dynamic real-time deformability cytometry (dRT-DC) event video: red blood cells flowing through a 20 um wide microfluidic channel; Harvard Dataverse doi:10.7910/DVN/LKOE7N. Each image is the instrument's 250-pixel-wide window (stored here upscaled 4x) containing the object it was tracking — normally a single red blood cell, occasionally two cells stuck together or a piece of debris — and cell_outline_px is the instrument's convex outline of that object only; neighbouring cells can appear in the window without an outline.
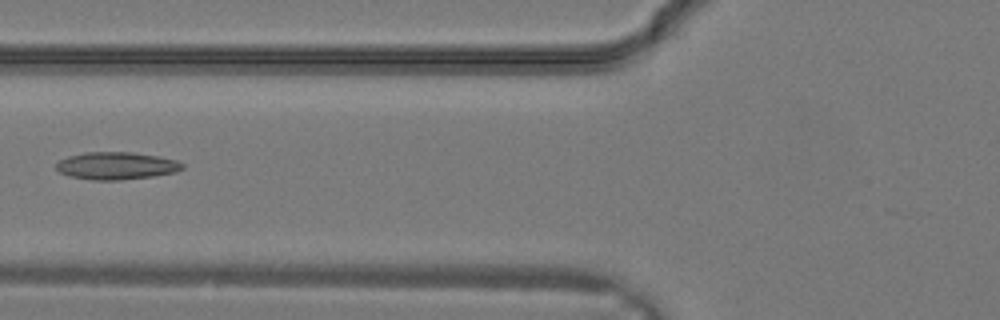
{"species": "common noctule bat (a hibernating species)", "species_latin": "Nyctalus noctula", "temperature_condition": "warm", "stored_images_in_passage": 12, "camera_frame_rate_fps": 3000, "um_per_image_px": 0.085, "animal": {"sex": "male", "body_mass_g": 19.2, "forearm_length_mm": 51.8}, "frame": {"image": 1, "passage_image": 9, "time_ms": 2.667, "image_size_px": [1000, 320], "cell_outline_px": [[184, 168], [176, 172], [152, 176], [120, 180], [92, 180], [68, 176], [60, 172], [56, 168], [56, 164], [60, 160], [68, 156], [84, 152], [132, 152], [156, 156], [176, 160], [184, 164]], "centroid_in_image_um": [9.88, 14.09], "position_along_channel_um": 115.9, "area_um2": 20.17}}
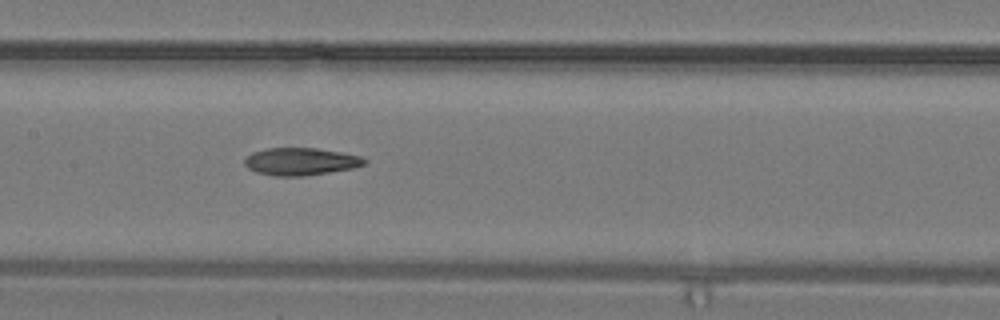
{"frame": {"image": 2, "passage_image": 12, "time_ms": 3.667, "image_size_px": [1000, 320], "cell_outline_px": [[368, 160], [364, 164], [352, 168], [328, 172], [300, 176], [276, 176], [256, 172], [248, 168], [244, 164], [244, 160], [252, 152], [268, 148], [316, 148], [340, 152], [360, 156]], "centroid_in_image_um": [25.53, 13.72], "position_along_channel_um": 181.9, "area_um2": 18.96}}